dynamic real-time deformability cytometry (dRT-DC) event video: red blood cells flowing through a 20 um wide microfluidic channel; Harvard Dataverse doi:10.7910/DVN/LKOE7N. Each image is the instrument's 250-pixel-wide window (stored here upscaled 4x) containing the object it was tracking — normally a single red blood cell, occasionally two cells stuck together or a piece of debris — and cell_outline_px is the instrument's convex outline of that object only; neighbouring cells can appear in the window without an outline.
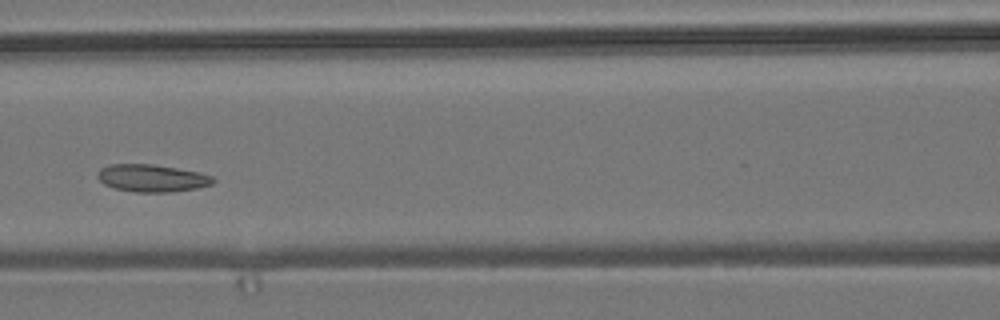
{"species": "common noctule bat (a hibernating species)", "species_latin": "Nyctalus noctula", "temperature_condition": "room temperature", "stored_images_in_passage": 6, "camera_frame_rate_fps": 3000, "um_per_image_px": 0.085, "animal": {"sex": "male", "body_mass_g": 19.2, "forearm_length_mm": 51.8}, "frame": {"image": 1, "passage_image": 6, "time_ms": 6.0, "image_size_px": [1000, 320], "cell_outline_px": [[216, 180], [212, 184], [196, 188], [168, 192], [136, 192], [116, 188], [104, 184], [96, 176], [96, 172], [100, 168], [108, 164], [152, 164], [176, 168], [196, 172], [212, 176]], "centroid_in_image_um": [12.87, 15.13], "position_along_channel_um": 153.7, "area_um2": 18.32}}